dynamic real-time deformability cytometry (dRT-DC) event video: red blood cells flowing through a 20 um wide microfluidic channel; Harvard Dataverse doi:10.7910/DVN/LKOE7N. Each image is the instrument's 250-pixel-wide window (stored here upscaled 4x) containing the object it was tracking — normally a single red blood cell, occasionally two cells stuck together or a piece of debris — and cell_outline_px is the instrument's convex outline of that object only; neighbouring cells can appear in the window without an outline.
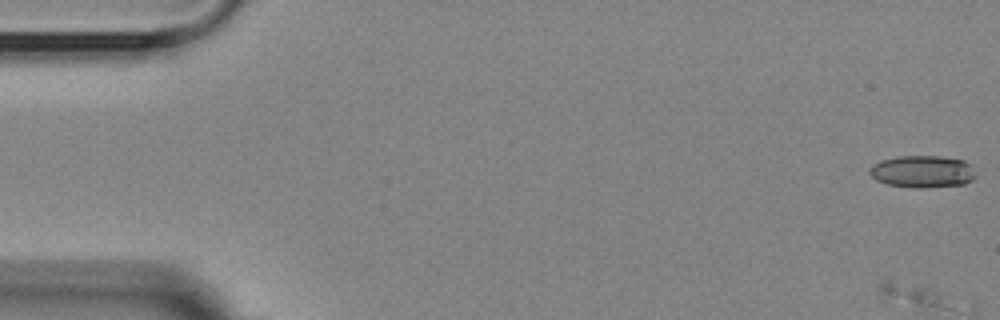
{"species": "Egyptian fruit bat (a non-hibernating species)", "species_latin": "Rousettus aegyptiacus", "temperature_condition": "room temperature", "stored_images_in_passage": 6, "segment_of_instrument_passage": [1, 2], "camera_frame_rate_fps": 3000, "um_per_image_px": 0.085, "animal": {"sex": "female"}, "frame": {"image": 1, "passage_image": 1, "time_ms": 0.0, "image_size_px": [1000, 320], "cell_outline_px": [[976, 176], [972, 180], [964, 184], [888, 184], [876, 180], [868, 172], [872, 164], [880, 160], [896, 156], [940, 156], [964, 160], [968, 164]], "centroid_in_image_um": [78.36, 14.5], "position_along_channel_um": 6.6, "area_um2": 18.67}}